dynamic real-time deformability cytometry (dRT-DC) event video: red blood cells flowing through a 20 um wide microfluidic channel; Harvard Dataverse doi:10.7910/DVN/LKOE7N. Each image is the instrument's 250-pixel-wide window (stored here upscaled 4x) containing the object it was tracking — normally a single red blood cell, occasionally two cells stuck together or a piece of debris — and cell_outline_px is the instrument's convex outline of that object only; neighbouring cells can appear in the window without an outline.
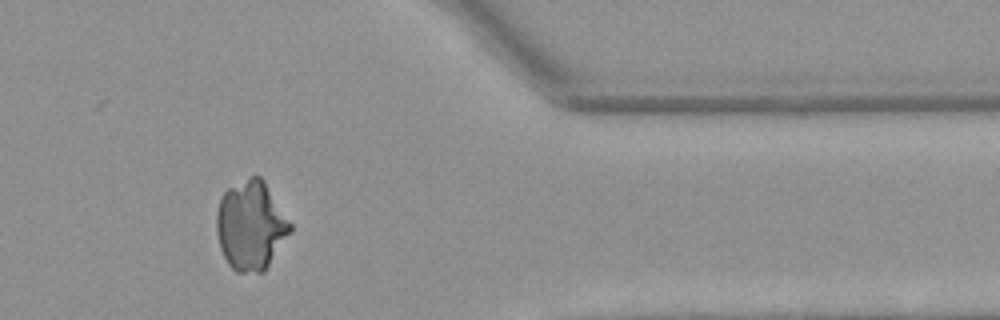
{"species": "Egyptian fruit bat (a non-hibernating species)", "species_latin": "Rousettus aegyptiacus", "temperature_condition": "warm", "stored_images_in_passage": 46, "camera_frame_rate_fps": 3000, "um_per_image_px": 0.085, "animal": {"sex": "female"}, "frame": {"image": 1, "passage_image": 36, "time_ms": 11.667, "image_size_px": [1000, 320], "cell_outline_px": [[292, 232], [264, 272], [236, 272], [228, 264], [220, 248], [216, 232], [216, 212], [220, 200], [224, 192], [228, 188], [252, 176], [260, 176], [264, 180], [292, 224]], "centroid_in_image_um": [21.33, 19.19], "position_along_channel_um": 390.1, "area_um2": 38.38}}
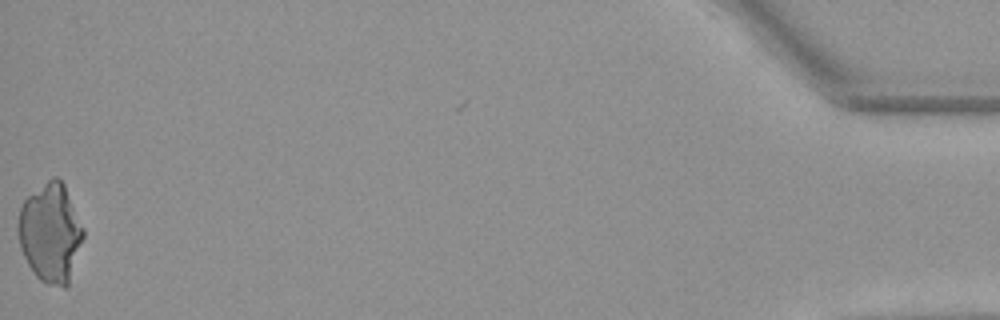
{"frame": {"image": 2, "passage_image": 45, "time_ms": 14.667, "image_size_px": [1000, 320], "cell_outline_px": [[84, 236], [68, 284], [64, 288], [48, 284], [40, 280], [36, 276], [28, 264], [20, 248], [20, 208], [24, 200], [28, 196], [52, 176], [56, 176], [64, 184], [84, 228]], "centroid_in_image_um": [4.32, 19.79], "position_along_channel_um": 430.9, "area_um2": 36.99}}